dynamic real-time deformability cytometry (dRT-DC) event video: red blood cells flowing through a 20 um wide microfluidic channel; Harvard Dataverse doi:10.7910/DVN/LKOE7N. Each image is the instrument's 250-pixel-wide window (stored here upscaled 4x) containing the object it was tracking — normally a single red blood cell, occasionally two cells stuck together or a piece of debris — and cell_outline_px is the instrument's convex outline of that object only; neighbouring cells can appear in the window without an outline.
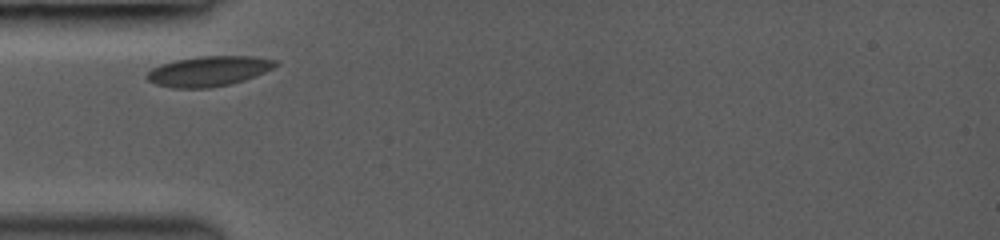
{"species": "common noctule bat (a hibernating species)", "species_latin": "Nyctalus noctula", "temperature_condition": "room temperature", "stored_images_in_passage": 37, "camera_frame_rate_fps": 3000, "um_per_image_px": 0.085, "animal": {"sex": "female", "body_mass_g": 19.0, "forearm_length_mm": 53.3}, "frame": {"image": 1, "passage_image": 1, "time_ms": 0.0, "image_size_px": [1000, 240], "cell_outline_px": [[280, 64], [264, 72], [244, 80], [228, 84], [208, 88], [172, 88], [156, 84], [148, 80], [144, 76], [152, 68], [160, 64], [176, 60], [200, 56], [252, 56], [280, 60]], "centroid_in_image_um": [17.74, 6.04], "position_along_channel_um": 67.3, "area_um2": 22.6}}
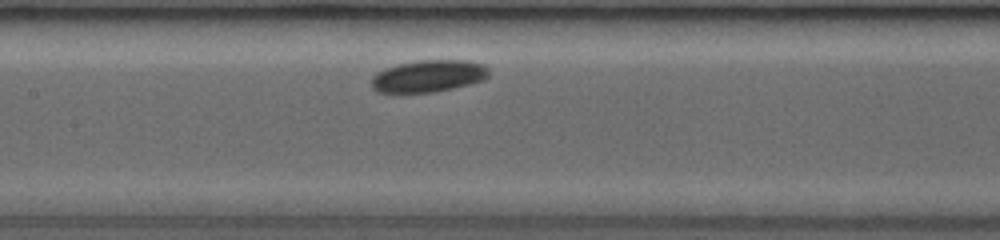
{"frame": {"image": 2, "passage_image": 17, "time_ms": 2.667, "image_size_px": [1000, 240], "cell_outline_px": [[488, 76], [484, 80], [452, 88], [432, 92], [376, 92], [372, 88], [372, 76], [376, 72], [384, 68], [396, 64], [416, 60], [468, 60], [484, 64], [488, 68]], "centroid_in_image_um": [36.4, 6.45], "position_along_channel_um": 171.0, "area_um2": 22.02}}
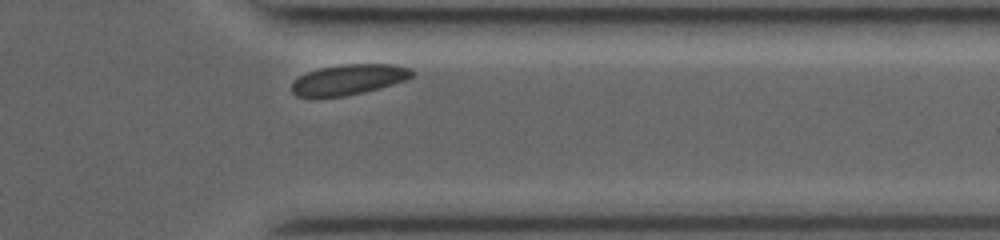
{"frame": {"image": 3, "passage_image": 34, "time_ms": 8.0, "image_size_px": [1000, 240], "cell_outline_px": [[412, 76], [408, 80], [380, 88], [364, 92], [344, 96], [296, 96], [292, 92], [292, 84], [300, 76], [308, 72], [320, 68], [340, 64], [396, 64], [412, 68]], "centroid_in_image_um": [29.7, 6.75], "position_along_channel_um": 381.7, "area_um2": 21.21}, "authors_computed_cell_mechanics": {"area_um2": 22.0218, "velocity_mm_per_s": 3.9137, "shape_relaxation_time_tau1_ms": 0.7606, "shape_relaxation_time_tau2_ms": null, "deformation_change_tau1": 0.0272, "deformation_change_tau2": null}}